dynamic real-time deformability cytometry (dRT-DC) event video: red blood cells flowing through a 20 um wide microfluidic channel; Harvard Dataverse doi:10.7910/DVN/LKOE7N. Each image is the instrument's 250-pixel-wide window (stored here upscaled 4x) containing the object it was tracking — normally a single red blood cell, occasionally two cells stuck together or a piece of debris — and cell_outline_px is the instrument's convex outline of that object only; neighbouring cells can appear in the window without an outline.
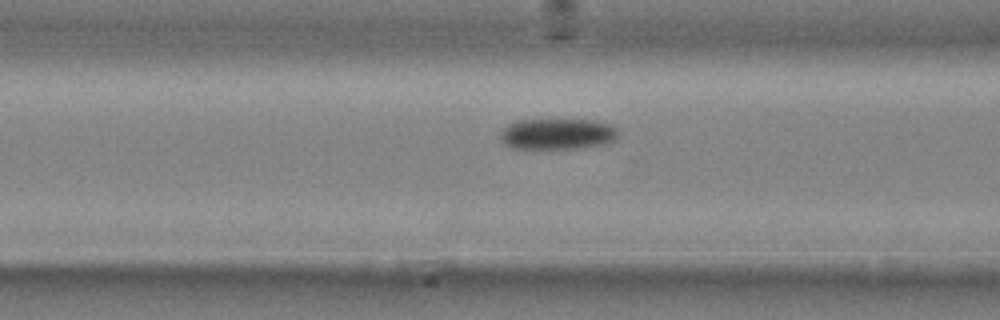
{"species": "common noctule bat (a hibernating species)", "species_latin": "Nyctalus noctula", "temperature_condition": "cold", "stored_images_in_passage": 27, "camera_frame_rate_fps": 3000, "um_per_image_px": 0.085, "animal": {"sex": "male", "body_mass_g": 20.4}, "frame": {"image": 1, "passage_image": 15, "time_ms": 4.667, "image_size_px": [1000, 320], "cell_outline_px": [[616, 140], [604, 144], [580, 148], [548, 152], [540, 152], [512, 148], [504, 144], [500, 140], [500, 132], [508, 124], [516, 120], [592, 120], [612, 124], [616, 128]], "centroid_in_image_um": [47.31, 11.45], "position_along_channel_um": 119.3, "area_um2": 22.37}}
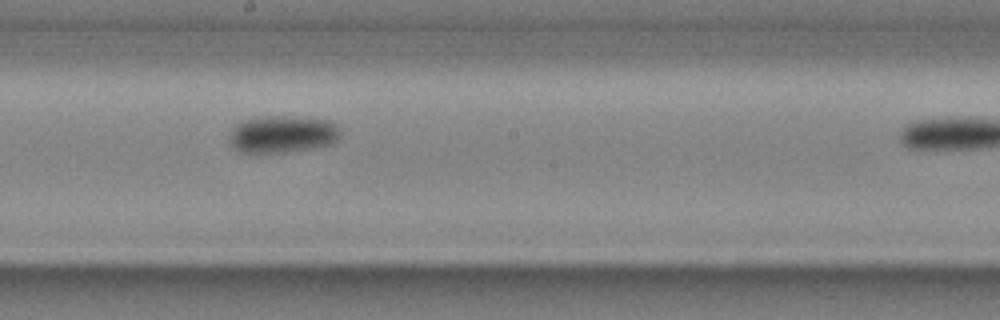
{"frame": {"image": 2, "passage_image": 23, "time_ms": 7.333, "image_size_px": [1000, 320], "cell_outline_px": [[340, 140], [332, 144], [312, 148], [288, 152], [240, 152], [228, 140], [228, 132], [240, 120], [260, 116], [308, 116], [332, 120], [336, 124], [340, 132]], "centroid_in_image_um": [24.04, 11.37], "position_along_channel_um": 224.2, "area_um2": 24.8}}
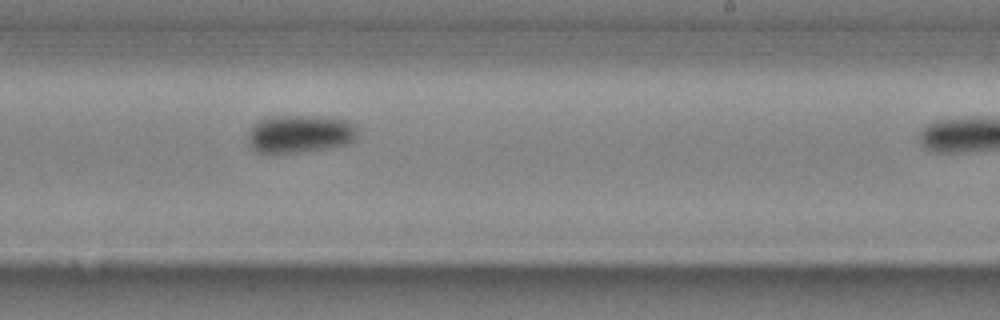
{"frame": {"image": 3, "passage_image": 26, "time_ms": 8.333, "image_size_px": [1000, 320], "cell_outline_px": [[356, 140], [348, 144], [328, 148], [300, 152], [256, 152], [248, 144], [248, 132], [260, 120], [272, 116], [324, 116], [348, 120], [356, 124]], "centroid_in_image_um": [25.54, 11.37], "position_along_channel_um": 263.5, "area_um2": 24.28}}